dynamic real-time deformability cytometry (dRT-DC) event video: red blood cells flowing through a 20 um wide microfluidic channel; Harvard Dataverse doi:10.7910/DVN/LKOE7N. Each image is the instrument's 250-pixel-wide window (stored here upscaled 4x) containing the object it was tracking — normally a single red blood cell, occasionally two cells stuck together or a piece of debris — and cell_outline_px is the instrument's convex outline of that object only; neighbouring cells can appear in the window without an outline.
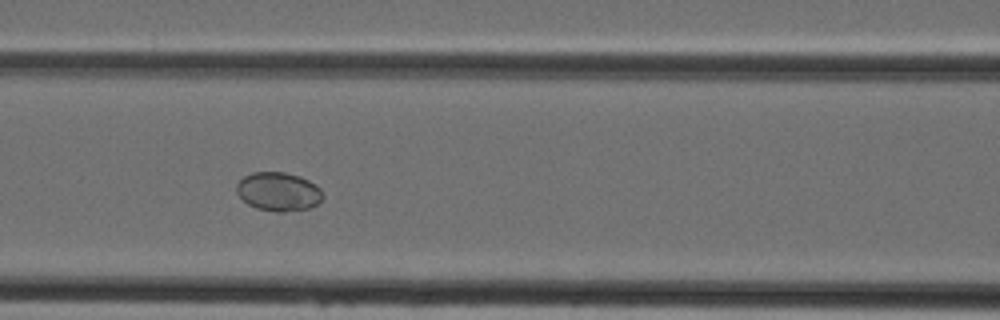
{"species": "Egyptian fruit bat (a non-hibernating species)", "species_latin": "Rousettus aegyptiacus", "temperature_condition": "cold", "stored_images_in_passage": 31, "camera_frame_rate_fps": 3000, "um_per_image_px": 0.085, "animal": {"sex": "female"}, "frame": {"image": 1, "passage_image": 8, "time_ms": 2.333, "image_size_px": [1000, 320], "cell_outline_px": [[324, 196], [316, 204], [308, 208], [284, 212], [276, 212], [256, 208], [248, 204], [236, 192], [236, 184], [244, 176], [252, 172], [284, 172], [300, 176], [308, 180], [320, 188], [324, 192]], "centroid_in_image_um": [23.66, 16.28], "position_along_channel_um": 142.9, "area_um2": 19.48}}
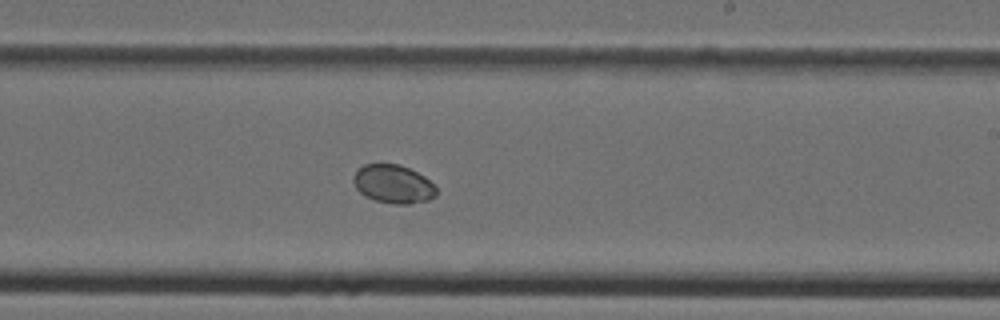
{"frame": {"image": 2, "passage_image": 16, "time_ms": 5.0, "image_size_px": [1000, 320], "cell_outline_px": [[436, 196], [428, 200], [408, 204], [392, 204], [376, 200], [364, 196], [356, 188], [352, 180], [356, 172], [364, 164], [400, 164], [424, 176], [436, 188]], "centroid_in_image_um": [33.41, 15.65], "position_along_channel_um": 255.6, "area_um2": 18.44}}
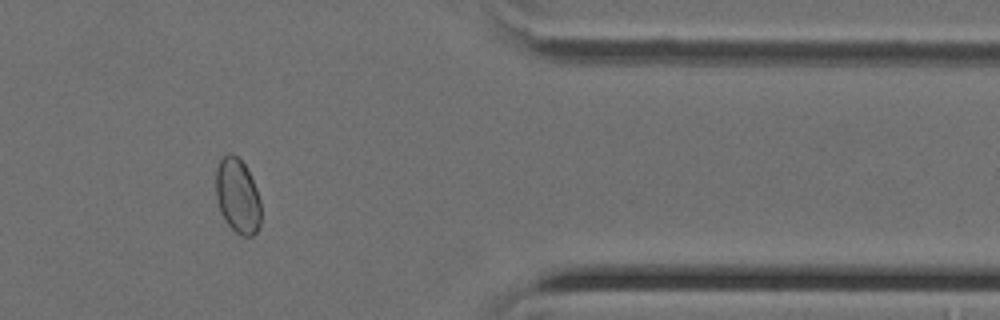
{"frame": {"image": 3, "passage_image": 27, "time_ms": 8.667, "image_size_px": [1000, 320], "cell_outline_px": [[260, 224], [256, 232], [252, 236], [240, 236], [224, 220], [220, 212], [216, 196], [216, 168], [220, 160], [228, 152], [232, 152], [244, 164], [256, 188], [260, 200]], "centroid_in_image_um": [20.18, 16.66], "position_along_channel_um": 391.2, "area_um2": 19.59}}